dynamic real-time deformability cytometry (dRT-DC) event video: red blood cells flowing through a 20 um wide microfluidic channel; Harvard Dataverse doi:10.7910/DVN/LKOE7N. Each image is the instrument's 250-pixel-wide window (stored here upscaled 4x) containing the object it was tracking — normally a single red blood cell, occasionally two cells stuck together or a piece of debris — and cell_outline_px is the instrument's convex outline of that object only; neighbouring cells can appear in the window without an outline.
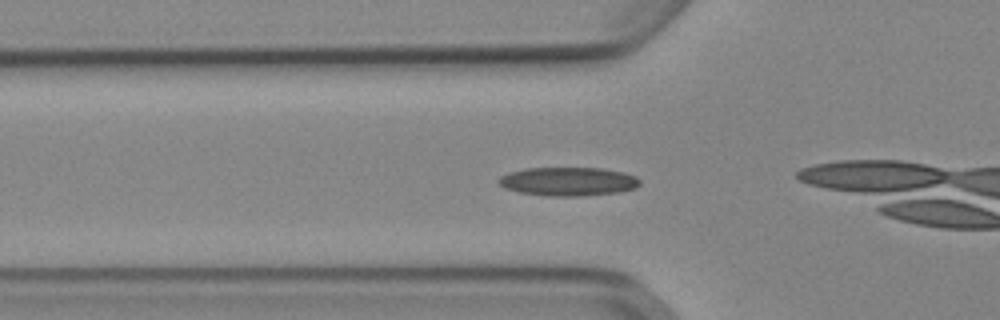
{"species": "Egyptian fruit bat (a non-hibernating species)", "species_latin": "Rousettus aegyptiacus", "temperature_condition": "cold", "stored_images_in_passage": 18, "camera_frame_rate_fps": 3000, "um_per_image_px": 0.085, "animal": {"sex": "female"}, "frame": {"image": 1, "passage_image": 6, "time_ms": 1.667, "image_size_px": [1000, 320], "cell_outline_px": [[640, 184], [636, 188], [620, 192], [580, 196], [548, 196], [520, 192], [504, 188], [496, 180], [500, 176], [508, 172], [524, 168], [600, 168], [624, 172], [636, 176], [640, 180]], "centroid_in_image_um": [48.29, 15.42], "position_along_channel_um": 77.5, "area_um2": 23.76}}